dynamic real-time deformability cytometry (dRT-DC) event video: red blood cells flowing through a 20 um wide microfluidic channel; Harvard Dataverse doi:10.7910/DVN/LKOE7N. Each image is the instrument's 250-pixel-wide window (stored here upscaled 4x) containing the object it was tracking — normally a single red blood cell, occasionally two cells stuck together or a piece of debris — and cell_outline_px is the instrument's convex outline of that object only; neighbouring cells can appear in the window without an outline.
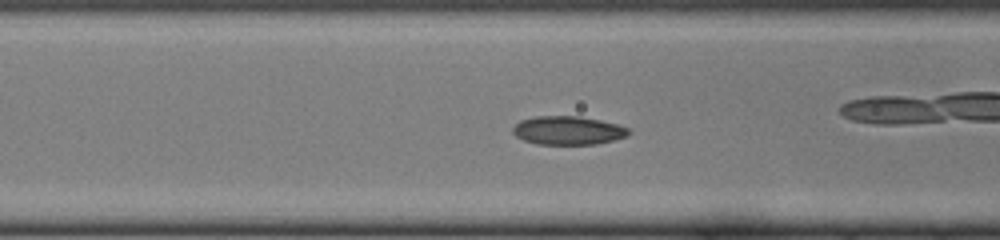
{"species": "common noctule bat (a hibernating species)", "species_latin": "Nyctalus noctula", "temperature_condition": "cold", "stored_images_in_passage": 32, "camera_frame_rate_fps": 3000, "um_per_image_px": 0.085, "animal": {"sex": "female", "body_mass_g": 22.0, "forearm_length_mm": 56.7}, "frame": {"image": 1, "passage_image": 5, "time_ms": 1.333, "image_size_px": [1000, 240], "cell_outline_px": [[632, 132], [628, 136], [596, 144], [536, 144], [524, 140], [516, 136], [512, 132], [512, 128], [520, 120], [536, 116], [580, 116], [600, 120], [616, 124], [628, 128]], "centroid_in_image_um": [48.28, 11.08], "position_along_channel_um": 118.3, "area_um2": 19.31}}